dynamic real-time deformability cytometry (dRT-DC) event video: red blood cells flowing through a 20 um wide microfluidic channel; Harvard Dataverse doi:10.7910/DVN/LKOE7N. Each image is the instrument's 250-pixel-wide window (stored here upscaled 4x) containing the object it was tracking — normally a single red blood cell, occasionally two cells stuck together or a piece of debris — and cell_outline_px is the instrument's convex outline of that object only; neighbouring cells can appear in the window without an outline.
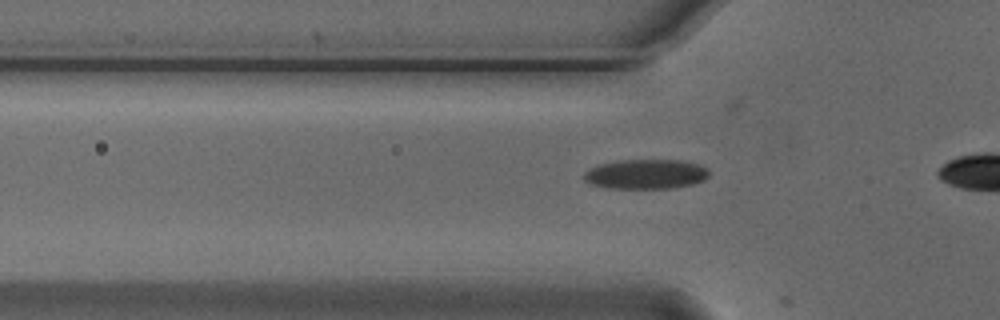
{"species": "Egyptian fruit bat (a non-hibernating species)", "species_latin": "Rousettus aegyptiacus", "temperature_condition": "cold", "stored_images_in_passage": 12, "camera_frame_rate_fps": 3000, "um_per_image_px": 0.085, "animal": {"sex": "male"}, "frame": {"image": 1, "passage_image": 11, "time_ms": 3.333, "image_size_px": [1000, 320], "cell_outline_px": [[708, 176], [704, 180], [692, 184], [672, 188], [608, 188], [592, 184], [584, 180], [584, 172], [588, 168], [596, 164], [620, 160], [680, 160], [696, 164], [708, 168]], "centroid_in_image_um": [54.86, 14.79], "position_along_channel_um": 70.9, "area_um2": 21.68}}